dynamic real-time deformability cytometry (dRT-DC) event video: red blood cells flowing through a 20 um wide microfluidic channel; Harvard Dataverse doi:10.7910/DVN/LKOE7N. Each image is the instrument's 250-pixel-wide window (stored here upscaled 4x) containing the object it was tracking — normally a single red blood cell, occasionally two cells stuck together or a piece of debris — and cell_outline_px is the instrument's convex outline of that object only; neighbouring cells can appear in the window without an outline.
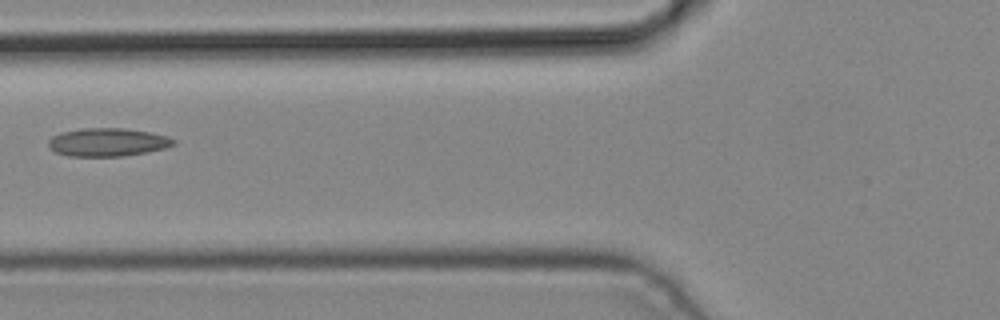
{"species": "common noctule bat (a hibernating species)", "species_latin": "Nyctalus noctula", "temperature_condition": "cold", "stored_images_in_passage": 6, "camera_frame_rate_fps": 3000, "um_per_image_px": 0.085, "animal": {"sex": "male", "body_mass_g": 19.2, "forearm_length_mm": 51.8}, "frame": {"image": 1, "passage_image": 6, "time_ms": 1.667, "image_size_px": [1000, 320], "cell_outline_px": [[176, 144], [164, 148], [124, 156], [68, 156], [56, 152], [48, 148], [48, 140], [52, 136], [64, 132], [84, 128], [124, 128], [148, 132], [168, 136], [176, 140]], "centroid_in_image_um": [9.14, 12.09], "position_along_channel_um": 116.7, "area_um2": 20.46}}